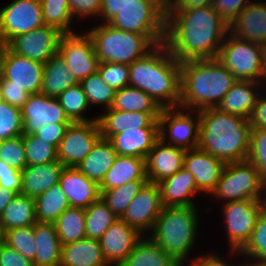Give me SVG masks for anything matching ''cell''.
Returning a JSON list of instances; mask_svg holds the SVG:
<instances>
[{"label":"cell","mask_w":266,"mask_h":266,"mask_svg":"<svg viewBox=\"0 0 266 266\" xmlns=\"http://www.w3.org/2000/svg\"><path fill=\"white\" fill-rule=\"evenodd\" d=\"M229 33V24L212 8L166 10L164 43L181 63L216 59Z\"/></svg>","instance_id":"obj_1"},{"label":"cell","mask_w":266,"mask_h":266,"mask_svg":"<svg viewBox=\"0 0 266 266\" xmlns=\"http://www.w3.org/2000/svg\"><path fill=\"white\" fill-rule=\"evenodd\" d=\"M129 86L148 94L162 109L179 107L181 62L165 43L129 65Z\"/></svg>","instance_id":"obj_2"},{"label":"cell","mask_w":266,"mask_h":266,"mask_svg":"<svg viewBox=\"0 0 266 266\" xmlns=\"http://www.w3.org/2000/svg\"><path fill=\"white\" fill-rule=\"evenodd\" d=\"M200 133L198 148L226 163L247 160L250 147L249 119L205 108L198 111Z\"/></svg>","instance_id":"obj_3"},{"label":"cell","mask_w":266,"mask_h":266,"mask_svg":"<svg viewBox=\"0 0 266 266\" xmlns=\"http://www.w3.org/2000/svg\"><path fill=\"white\" fill-rule=\"evenodd\" d=\"M236 82L217 58L182 62L179 107L194 111L216 108Z\"/></svg>","instance_id":"obj_4"},{"label":"cell","mask_w":266,"mask_h":266,"mask_svg":"<svg viewBox=\"0 0 266 266\" xmlns=\"http://www.w3.org/2000/svg\"><path fill=\"white\" fill-rule=\"evenodd\" d=\"M199 214L198 206L163 207L148 236L165 253L186 266L198 241Z\"/></svg>","instance_id":"obj_5"},{"label":"cell","mask_w":266,"mask_h":266,"mask_svg":"<svg viewBox=\"0 0 266 266\" xmlns=\"http://www.w3.org/2000/svg\"><path fill=\"white\" fill-rule=\"evenodd\" d=\"M85 31L92 39L100 62L130 65L165 41V35H143L120 30L108 23L100 22L94 23Z\"/></svg>","instance_id":"obj_6"},{"label":"cell","mask_w":266,"mask_h":266,"mask_svg":"<svg viewBox=\"0 0 266 266\" xmlns=\"http://www.w3.org/2000/svg\"><path fill=\"white\" fill-rule=\"evenodd\" d=\"M265 52L264 46L241 40L228 33L219 49L217 60L237 80L263 83Z\"/></svg>","instance_id":"obj_7"},{"label":"cell","mask_w":266,"mask_h":266,"mask_svg":"<svg viewBox=\"0 0 266 266\" xmlns=\"http://www.w3.org/2000/svg\"><path fill=\"white\" fill-rule=\"evenodd\" d=\"M264 181L254 165L248 160L226 163L216 189L209 197L215 200L235 202L263 200Z\"/></svg>","instance_id":"obj_8"},{"label":"cell","mask_w":266,"mask_h":266,"mask_svg":"<svg viewBox=\"0 0 266 266\" xmlns=\"http://www.w3.org/2000/svg\"><path fill=\"white\" fill-rule=\"evenodd\" d=\"M159 139L184 150L196 149L199 145L200 118L198 111L163 108L158 118Z\"/></svg>","instance_id":"obj_9"},{"label":"cell","mask_w":266,"mask_h":266,"mask_svg":"<svg viewBox=\"0 0 266 266\" xmlns=\"http://www.w3.org/2000/svg\"><path fill=\"white\" fill-rule=\"evenodd\" d=\"M221 209L228 251H240L249 241L256 221L264 209L263 200L226 202Z\"/></svg>","instance_id":"obj_10"},{"label":"cell","mask_w":266,"mask_h":266,"mask_svg":"<svg viewBox=\"0 0 266 266\" xmlns=\"http://www.w3.org/2000/svg\"><path fill=\"white\" fill-rule=\"evenodd\" d=\"M108 24L143 35H166V3L128 4Z\"/></svg>","instance_id":"obj_11"},{"label":"cell","mask_w":266,"mask_h":266,"mask_svg":"<svg viewBox=\"0 0 266 266\" xmlns=\"http://www.w3.org/2000/svg\"><path fill=\"white\" fill-rule=\"evenodd\" d=\"M63 34L58 53L80 83L84 78L98 71L99 59L91 37L86 31Z\"/></svg>","instance_id":"obj_12"},{"label":"cell","mask_w":266,"mask_h":266,"mask_svg":"<svg viewBox=\"0 0 266 266\" xmlns=\"http://www.w3.org/2000/svg\"><path fill=\"white\" fill-rule=\"evenodd\" d=\"M101 137L97 120L72 122L57 147L58 161L65 167H76Z\"/></svg>","instance_id":"obj_13"},{"label":"cell","mask_w":266,"mask_h":266,"mask_svg":"<svg viewBox=\"0 0 266 266\" xmlns=\"http://www.w3.org/2000/svg\"><path fill=\"white\" fill-rule=\"evenodd\" d=\"M43 25L40 0H13L0 9V39L7 44Z\"/></svg>","instance_id":"obj_14"},{"label":"cell","mask_w":266,"mask_h":266,"mask_svg":"<svg viewBox=\"0 0 266 266\" xmlns=\"http://www.w3.org/2000/svg\"><path fill=\"white\" fill-rule=\"evenodd\" d=\"M64 33L54 26L43 25L35 30L14 37L9 49L22 57L45 64L58 52L59 41Z\"/></svg>","instance_id":"obj_15"},{"label":"cell","mask_w":266,"mask_h":266,"mask_svg":"<svg viewBox=\"0 0 266 266\" xmlns=\"http://www.w3.org/2000/svg\"><path fill=\"white\" fill-rule=\"evenodd\" d=\"M162 209L159 185L148 181L128 205L120 219L136 228L142 235H147L154 228Z\"/></svg>","instance_id":"obj_16"},{"label":"cell","mask_w":266,"mask_h":266,"mask_svg":"<svg viewBox=\"0 0 266 266\" xmlns=\"http://www.w3.org/2000/svg\"><path fill=\"white\" fill-rule=\"evenodd\" d=\"M21 113L23 134L34 135L47 124L72 123L56 97L41 93L29 95Z\"/></svg>","instance_id":"obj_17"},{"label":"cell","mask_w":266,"mask_h":266,"mask_svg":"<svg viewBox=\"0 0 266 266\" xmlns=\"http://www.w3.org/2000/svg\"><path fill=\"white\" fill-rule=\"evenodd\" d=\"M44 64L13 53L9 48L3 62V75L8 86H17L29 95L42 89Z\"/></svg>","instance_id":"obj_18"},{"label":"cell","mask_w":266,"mask_h":266,"mask_svg":"<svg viewBox=\"0 0 266 266\" xmlns=\"http://www.w3.org/2000/svg\"><path fill=\"white\" fill-rule=\"evenodd\" d=\"M136 228L117 219L99 239L103 257L109 266H119L143 237Z\"/></svg>","instance_id":"obj_19"},{"label":"cell","mask_w":266,"mask_h":266,"mask_svg":"<svg viewBox=\"0 0 266 266\" xmlns=\"http://www.w3.org/2000/svg\"><path fill=\"white\" fill-rule=\"evenodd\" d=\"M225 163L199 148L186 150L183 159V168L195 178L198 190L210 196L216 189Z\"/></svg>","instance_id":"obj_20"},{"label":"cell","mask_w":266,"mask_h":266,"mask_svg":"<svg viewBox=\"0 0 266 266\" xmlns=\"http://www.w3.org/2000/svg\"><path fill=\"white\" fill-rule=\"evenodd\" d=\"M229 33L266 48V0H252L229 24Z\"/></svg>","instance_id":"obj_21"},{"label":"cell","mask_w":266,"mask_h":266,"mask_svg":"<svg viewBox=\"0 0 266 266\" xmlns=\"http://www.w3.org/2000/svg\"><path fill=\"white\" fill-rule=\"evenodd\" d=\"M103 112V113H102ZM97 113L102 138L131 129L159 128L158 118L161 112H125L112 109Z\"/></svg>","instance_id":"obj_22"},{"label":"cell","mask_w":266,"mask_h":266,"mask_svg":"<svg viewBox=\"0 0 266 266\" xmlns=\"http://www.w3.org/2000/svg\"><path fill=\"white\" fill-rule=\"evenodd\" d=\"M185 152L182 148L158 139L145 159L148 181L158 184L177 173L183 168Z\"/></svg>","instance_id":"obj_23"},{"label":"cell","mask_w":266,"mask_h":266,"mask_svg":"<svg viewBox=\"0 0 266 266\" xmlns=\"http://www.w3.org/2000/svg\"><path fill=\"white\" fill-rule=\"evenodd\" d=\"M58 184L67 196L70 207L87 208L100 199V185L76 167H64Z\"/></svg>","instance_id":"obj_24"},{"label":"cell","mask_w":266,"mask_h":266,"mask_svg":"<svg viewBox=\"0 0 266 266\" xmlns=\"http://www.w3.org/2000/svg\"><path fill=\"white\" fill-rule=\"evenodd\" d=\"M158 185L163 207L196 206L194 197L201 194L194 176L184 168L159 182Z\"/></svg>","instance_id":"obj_25"},{"label":"cell","mask_w":266,"mask_h":266,"mask_svg":"<svg viewBox=\"0 0 266 266\" xmlns=\"http://www.w3.org/2000/svg\"><path fill=\"white\" fill-rule=\"evenodd\" d=\"M264 89L263 83L237 80L217 108L222 112L249 119Z\"/></svg>","instance_id":"obj_26"},{"label":"cell","mask_w":266,"mask_h":266,"mask_svg":"<svg viewBox=\"0 0 266 266\" xmlns=\"http://www.w3.org/2000/svg\"><path fill=\"white\" fill-rule=\"evenodd\" d=\"M58 160L41 165L26 166L21 171V194L35 199L59 183L64 169Z\"/></svg>","instance_id":"obj_27"},{"label":"cell","mask_w":266,"mask_h":266,"mask_svg":"<svg viewBox=\"0 0 266 266\" xmlns=\"http://www.w3.org/2000/svg\"><path fill=\"white\" fill-rule=\"evenodd\" d=\"M158 139L159 128H140L122 131L112 135L108 140L117 155L146 159Z\"/></svg>","instance_id":"obj_28"},{"label":"cell","mask_w":266,"mask_h":266,"mask_svg":"<svg viewBox=\"0 0 266 266\" xmlns=\"http://www.w3.org/2000/svg\"><path fill=\"white\" fill-rule=\"evenodd\" d=\"M130 181H148L145 159L134 156L117 155L100 184V190H109Z\"/></svg>","instance_id":"obj_29"},{"label":"cell","mask_w":266,"mask_h":266,"mask_svg":"<svg viewBox=\"0 0 266 266\" xmlns=\"http://www.w3.org/2000/svg\"><path fill=\"white\" fill-rule=\"evenodd\" d=\"M59 266H109L98 239L83 238L61 246Z\"/></svg>","instance_id":"obj_30"},{"label":"cell","mask_w":266,"mask_h":266,"mask_svg":"<svg viewBox=\"0 0 266 266\" xmlns=\"http://www.w3.org/2000/svg\"><path fill=\"white\" fill-rule=\"evenodd\" d=\"M36 256L33 266H59L61 261V243L55 224L36 222L34 224Z\"/></svg>","instance_id":"obj_31"},{"label":"cell","mask_w":266,"mask_h":266,"mask_svg":"<svg viewBox=\"0 0 266 266\" xmlns=\"http://www.w3.org/2000/svg\"><path fill=\"white\" fill-rule=\"evenodd\" d=\"M117 152L108 139L100 138L93 146L90 154L83 159L76 168L88 179L99 185L104 180L107 171L111 168Z\"/></svg>","instance_id":"obj_32"},{"label":"cell","mask_w":266,"mask_h":266,"mask_svg":"<svg viewBox=\"0 0 266 266\" xmlns=\"http://www.w3.org/2000/svg\"><path fill=\"white\" fill-rule=\"evenodd\" d=\"M64 59L57 52L44 64L41 94L57 97L69 87L78 84Z\"/></svg>","instance_id":"obj_33"},{"label":"cell","mask_w":266,"mask_h":266,"mask_svg":"<svg viewBox=\"0 0 266 266\" xmlns=\"http://www.w3.org/2000/svg\"><path fill=\"white\" fill-rule=\"evenodd\" d=\"M119 266H182L159 247L148 235H144L133 251Z\"/></svg>","instance_id":"obj_34"},{"label":"cell","mask_w":266,"mask_h":266,"mask_svg":"<svg viewBox=\"0 0 266 266\" xmlns=\"http://www.w3.org/2000/svg\"><path fill=\"white\" fill-rule=\"evenodd\" d=\"M36 222L35 201L23 194H17L0 215V226L4 232L32 226Z\"/></svg>","instance_id":"obj_35"},{"label":"cell","mask_w":266,"mask_h":266,"mask_svg":"<svg viewBox=\"0 0 266 266\" xmlns=\"http://www.w3.org/2000/svg\"><path fill=\"white\" fill-rule=\"evenodd\" d=\"M38 222L54 223L70 207L69 201L59 184L34 199Z\"/></svg>","instance_id":"obj_36"},{"label":"cell","mask_w":266,"mask_h":266,"mask_svg":"<svg viewBox=\"0 0 266 266\" xmlns=\"http://www.w3.org/2000/svg\"><path fill=\"white\" fill-rule=\"evenodd\" d=\"M54 224L61 245L77 242L85 238V208H67Z\"/></svg>","instance_id":"obj_37"},{"label":"cell","mask_w":266,"mask_h":266,"mask_svg":"<svg viewBox=\"0 0 266 266\" xmlns=\"http://www.w3.org/2000/svg\"><path fill=\"white\" fill-rule=\"evenodd\" d=\"M112 109L125 112H161L162 108L145 92L132 86L115 92Z\"/></svg>","instance_id":"obj_38"},{"label":"cell","mask_w":266,"mask_h":266,"mask_svg":"<svg viewBox=\"0 0 266 266\" xmlns=\"http://www.w3.org/2000/svg\"><path fill=\"white\" fill-rule=\"evenodd\" d=\"M56 99L72 122H89L98 118V115H86L91 107L80 83L69 87Z\"/></svg>","instance_id":"obj_39"},{"label":"cell","mask_w":266,"mask_h":266,"mask_svg":"<svg viewBox=\"0 0 266 266\" xmlns=\"http://www.w3.org/2000/svg\"><path fill=\"white\" fill-rule=\"evenodd\" d=\"M147 182L148 181H130L117 188L100 190V198L114 215L120 219L125 213L128 205Z\"/></svg>","instance_id":"obj_40"},{"label":"cell","mask_w":266,"mask_h":266,"mask_svg":"<svg viewBox=\"0 0 266 266\" xmlns=\"http://www.w3.org/2000/svg\"><path fill=\"white\" fill-rule=\"evenodd\" d=\"M40 3L45 25L54 26L64 34L78 32L73 26L69 0H40Z\"/></svg>","instance_id":"obj_41"},{"label":"cell","mask_w":266,"mask_h":266,"mask_svg":"<svg viewBox=\"0 0 266 266\" xmlns=\"http://www.w3.org/2000/svg\"><path fill=\"white\" fill-rule=\"evenodd\" d=\"M117 219L101 198L93 202L85 208L86 237L99 240L107 228Z\"/></svg>","instance_id":"obj_42"},{"label":"cell","mask_w":266,"mask_h":266,"mask_svg":"<svg viewBox=\"0 0 266 266\" xmlns=\"http://www.w3.org/2000/svg\"><path fill=\"white\" fill-rule=\"evenodd\" d=\"M229 254V257L237 255L239 258L266 262V210L261 211L245 246L240 251H230Z\"/></svg>","instance_id":"obj_43"},{"label":"cell","mask_w":266,"mask_h":266,"mask_svg":"<svg viewBox=\"0 0 266 266\" xmlns=\"http://www.w3.org/2000/svg\"><path fill=\"white\" fill-rule=\"evenodd\" d=\"M80 84L91 108L100 106L106 110L112 106L116 90L103 81L98 71L84 78Z\"/></svg>","instance_id":"obj_44"},{"label":"cell","mask_w":266,"mask_h":266,"mask_svg":"<svg viewBox=\"0 0 266 266\" xmlns=\"http://www.w3.org/2000/svg\"><path fill=\"white\" fill-rule=\"evenodd\" d=\"M27 166L41 165L58 160L57 148L35 135L23 134Z\"/></svg>","instance_id":"obj_45"},{"label":"cell","mask_w":266,"mask_h":266,"mask_svg":"<svg viewBox=\"0 0 266 266\" xmlns=\"http://www.w3.org/2000/svg\"><path fill=\"white\" fill-rule=\"evenodd\" d=\"M4 243L33 261L37 251L34 225L5 231Z\"/></svg>","instance_id":"obj_46"},{"label":"cell","mask_w":266,"mask_h":266,"mask_svg":"<svg viewBox=\"0 0 266 266\" xmlns=\"http://www.w3.org/2000/svg\"><path fill=\"white\" fill-rule=\"evenodd\" d=\"M23 135L21 109L5 101L0 102V141Z\"/></svg>","instance_id":"obj_47"},{"label":"cell","mask_w":266,"mask_h":266,"mask_svg":"<svg viewBox=\"0 0 266 266\" xmlns=\"http://www.w3.org/2000/svg\"><path fill=\"white\" fill-rule=\"evenodd\" d=\"M247 160L257 169L259 177L266 182V128H251Z\"/></svg>","instance_id":"obj_48"},{"label":"cell","mask_w":266,"mask_h":266,"mask_svg":"<svg viewBox=\"0 0 266 266\" xmlns=\"http://www.w3.org/2000/svg\"><path fill=\"white\" fill-rule=\"evenodd\" d=\"M0 160L20 171L27 166L23 135L0 141Z\"/></svg>","instance_id":"obj_49"},{"label":"cell","mask_w":266,"mask_h":266,"mask_svg":"<svg viewBox=\"0 0 266 266\" xmlns=\"http://www.w3.org/2000/svg\"><path fill=\"white\" fill-rule=\"evenodd\" d=\"M98 73L103 81L116 91L129 86L128 64L99 62Z\"/></svg>","instance_id":"obj_50"},{"label":"cell","mask_w":266,"mask_h":266,"mask_svg":"<svg viewBox=\"0 0 266 266\" xmlns=\"http://www.w3.org/2000/svg\"><path fill=\"white\" fill-rule=\"evenodd\" d=\"M102 0H69L72 18L78 22L82 19L99 21ZM78 18V20H77ZM94 18V19H93Z\"/></svg>","instance_id":"obj_51"},{"label":"cell","mask_w":266,"mask_h":266,"mask_svg":"<svg viewBox=\"0 0 266 266\" xmlns=\"http://www.w3.org/2000/svg\"><path fill=\"white\" fill-rule=\"evenodd\" d=\"M131 3H166V0H102L99 22L108 23L123 7Z\"/></svg>","instance_id":"obj_52"},{"label":"cell","mask_w":266,"mask_h":266,"mask_svg":"<svg viewBox=\"0 0 266 266\" xmlns=\"http://www.w3.org/2000/svg\"><path fill=\"white\" fill-rule=\"evenodd\" d=\"M251 0H213L212 8L230 24Z\"/></svg>","instance_id":"obj_53"},{"label":"cell","mask_w":266,"mask_h":266,"mask_svg":"<svg viewBox=\"0 0 266 266\" xmlns=\"http://www.w3.org/2000/svg\"><path fill=\"white\" fill-rule=\"evenodd\" d=\"M21 171L0 160V186L21 194Z\"/></svg>","instance_id":"obj_54"},{"label":"cell","mask_w":266,"mask_h":266,"mask_svg":"<svg viewBox=\"0 0 266 266\" xmlns=\"http://www.w3.org/2000/svg\"><path fill=\"white\" fill-rule=\"evenodd\" d=\"M0 90L3 101L17 108H22L29 94L17 86H8V80L0 79Z\"/></svg>","instance_id":"obj_55"},{"label":"cell","mask_w":266,"mask_h":266,"mask_svg":"<svg viewBox=\"0 0 266 266\" xmlns=\"http://www.w3.org/2000/svg\"><path fill=\"white\" fill-rule=\"evenodd\" d=\"M70 124L71 123L47 124L34 135L40 140H44L57 148Z\"/></svg>","instance_id":"obj_56"},{"label":"cell","mask_w":266,"mask_h":266,"mask_svg":"<svg viewBox=\"0 0 266 266\" xmlns=\"http://www.w3.org/2000/svg\"><path fill=\"white\" fill-rule=\"evenodd\" d=\"M0 266H33V262L3 243L0 247Z\"/></svg>","instance_id":"obj_57"},{"label":"cell","mask_w":266,"mask_h":266,"mask_svg":"<svg viewBox=\"0 0 266 266\" xmlns=\"http://www.w3.org/2000/svg\"><path fill=\"white\" fill-rule=\"evenodd\" d=\"M213 251L209 250V252L207 253L203 252L201 254H197L199 256L193 258L186 266H235L236 265V264L233 265L232 262L230 264L229 263L230 260H227V258L220 255V253L218 254L217 252H215L214 249ZM242 263L243 262L237 265L243 266Z\"/></svg>","instance_id":"obj_58"},{"label":"cell","mask_w":266,"mask_h":266,"mask_svg":"<svg viewBox=\"0 0 266 266\" xmlns=\"http://www.w3.org/2000/svg\"><path fill=\"white\" fill-rule=\"evenodd\" d=\"M249 122L251 128H266V89L259 95Z\"/></svg>","instance_id":"obj_59"},{"label":"cell","mask_w":266,"mask_h":266,"mask_svg":"<svg viewBox=\"0 0 266 266\" xmlns=\"http://www.w3.org/2000/svg\"><path fill=\"white\" fill-rule=\"evenodd\" d=\"M213 0H166V10H184L212 5Z\"/></svg>","instance_id":"obj_60"},{"label":"cell","mask_w":266,"mask_h":266,"mask_svg":"<svg viewBox=\"0 0 266 266\" xmlns=\"http://www.w3.org/2000/svg\"><path fill=\"white\" fill-rule=\"evenodd\" d=\"M17 196V193L0 186V215L6 206Z\"/></svg>","instance_id":"obj_61"},{"label":"cell","mask_w":266,"mask_h":266,"mask_svg":"<svg viewBox=\"0 0 266 266\" xmlns=\"http://www.w3.org/2000/svg\"><path fill=\"white\" fill-rule=\"evenodd\" d=\"M8 48V44L0 39V79L3 75V62Z\"/></svg>","instance_id":"obj_62"},{"label":"cell","mask_w":266,"mask_h":266,"mask_svg":"<svg viewBox=\"0 0 266 266\" xmlns=\"http://www.w3.org/2000/svg\"><path fill=\"white\" fill-rule=\"evenodd\" d=\"M240 260L243 261V266H266V262L262 261H256L253 259H246V258L243 260V257Z\"/></svg>","instance_id":"obj_63"},{"label":"cell","mask_w":266,"mask_h":266,"mask_svg":"<svg viewBox=\"0 0 266 266\" xmlns=\"http://www.w3.org/2000/svg\"><path fill=\"white\" fill-rule=\"evenodd\" d=\"M4 243V231L2 227L0 226V247Z\"/></svg>","instance_id":"obj_64"},{"label":"cell","mask_w":266,"mask_h":266,"mask_svg":"<svg viewBox=\"0 0 266 266\" xmlns=\"http://www.w3.org/2000/svg\"><path fill=\"white\" fill-rule=\"evenodd\" d=\"M263 205H264V210H266V182H264Z\"/></svg>","instance_id":"obj_65"},{"label":"cell","mask_w":266,"mask_h":266,"mask_svg":"<svg viewBox=\"0 0 266 266\" xmlns=\"http://www.w3.org/2000/svg\"><path fill=\"white\" fill-rule=\"evenodd\" d=\"M263 84H264L265 89H266V52H265V74H264Z\"/></svg>","instance_id":"obj_66"},{"label":"cell","mask_w":266,"mask_h":266,"mask_svg":"<svg viewBox=\"0 0 266 266\" xmlns=\"http://www.w3.org/2000/svg\"><path fill=\"white\" fill-rule=\"evenodd\" d=\"M3 99H2V96H1V90H0V102L2 101Z\"/></svg>","instance_id":"obj_67"}]
</instances>
